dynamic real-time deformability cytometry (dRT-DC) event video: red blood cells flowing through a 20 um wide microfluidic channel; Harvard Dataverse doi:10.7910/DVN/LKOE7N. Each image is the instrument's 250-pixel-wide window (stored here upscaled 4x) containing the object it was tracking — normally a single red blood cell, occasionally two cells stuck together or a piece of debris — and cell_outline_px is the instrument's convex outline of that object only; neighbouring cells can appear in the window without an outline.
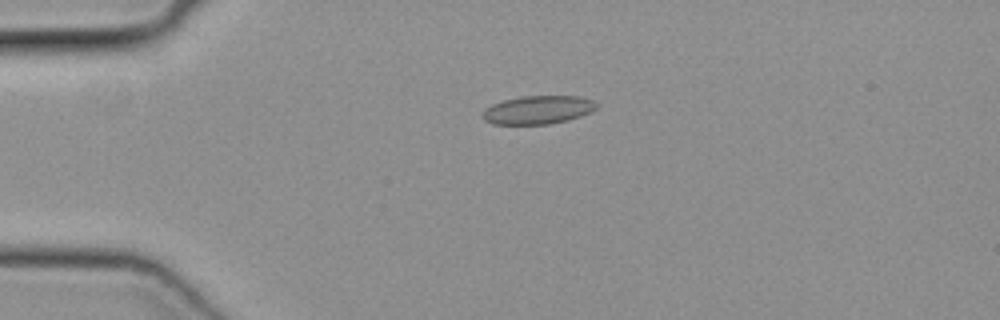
{"species": "common noctule bat (a hibernating species)", "species_latin": "Nyctalus noctula", "temperature_condition": "cold", "stored_images_in_passage": 39, "camera_frame_rate_fps": 3000, "um_per_image_px": 0.085, "animal": {"sex": "female", "body_mass_g": 19.3, "forearm_length_mm": 54.1}, "frame": {"image": 1, "passage_image": 1, "time_ms": 0.0, "image_size_px": [1000, 320], "cell_outline_px": [[600, 104], [592, 112], [568, 120], [548, 124], [492, 124], [484, 120], [480, 116], [484, 108], [492, 104], [504, 100], [520, 96], [580, 96], [592, 100]], "centroid_in_image_um": [45.71, 9.33], "position_along_channel_um": 39.3, "area_um2": 19.07}}
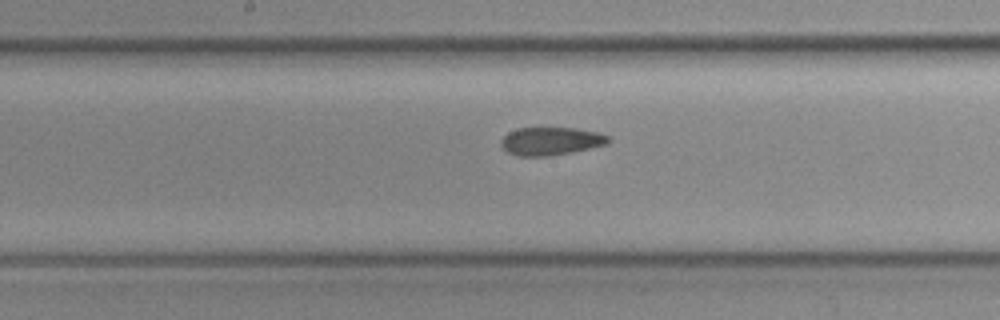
{"frame": {"image": 2, "passage_image": 15, "time_ms": 4.667, "image_size_px": [1000, 320], "cell_outline_px": [[612, 140], [608, 144], [572, 152], [548, 156], [520, 156], [508, 152], [500, 144], [500, 140], [508, 132], [516, 128], [576, 128], [600, 132], [608, 136]], "centroid_in_image_um": [46.85, 11.99], "position_along_channel_um": 201.3, "area_um2": 17.63}}
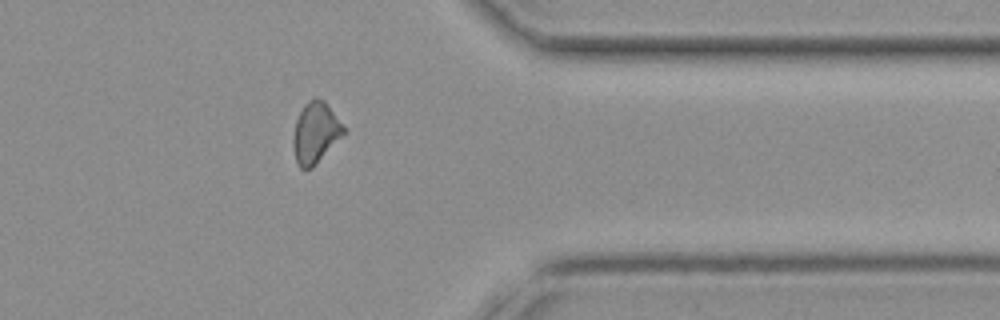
{"frame": {"image": 3, "passage_image": 29, "time_ms": 9.333, "image_size_px": [1000, 320], "cell_outline_px": [[344, 132], [312, 168], [300, 168], [296, 160], [292, 144], [292, 136], [296, 120], [304, 104], [308, 100], [316, 96], [324, 100], [344, 124]], "centroid_in_image_um": [26.79, 11.23], "position_along_channel_um": 384.6, "area_um2": 17.74}}